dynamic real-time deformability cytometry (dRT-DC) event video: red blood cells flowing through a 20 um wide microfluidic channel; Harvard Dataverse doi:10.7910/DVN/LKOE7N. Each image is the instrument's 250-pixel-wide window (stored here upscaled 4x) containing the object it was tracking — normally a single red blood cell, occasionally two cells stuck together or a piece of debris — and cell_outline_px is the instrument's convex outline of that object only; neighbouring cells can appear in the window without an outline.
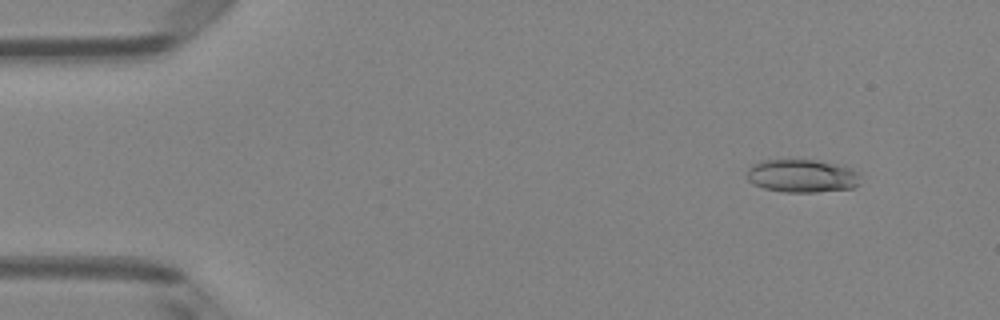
{"species": "Egyptian fruit bat (a non-hibernating species)", "species_latin": "Rousettus aegyptiacus", "temperature_condition": "room temperature", "stored_images_in_passage": 50, "camera_frame_rate_fps": 3000, "um_per_image_px": 0.085, "animal": {"sex": "female"}, "frame": {"image": 1, "passage_image": 5, "time_ms": 1.333, "image_size_px": [1000, 320], "cell_outline_px": [[860, 184], [852, 188], [816, 192], [784, 192], [764, 188], [752, 184], [748, 180], [748, 168], [752, 164], [760, 160], [816, 160], [844, 164], [860, 172]], "centroid_in_image_um": [68.22, 14.94], "position_along_channel_um": 16.8, "area_um2": 22.31}}
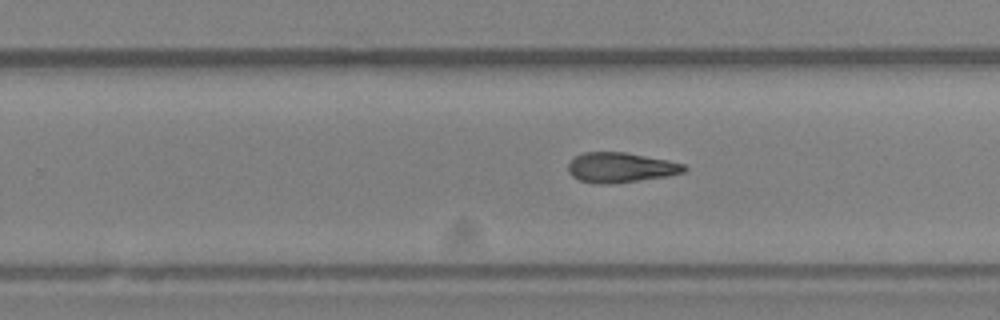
{"frame": {"image": 2, "passage_image": 32, "time_ms": 10.333, "image_size_px": [1000, 320], "cell_outline_px": [[688, 168], [684, 172], [668, 176], [616, 184], [596, 184], [580, 180], [572, 176], [568, 172], [568, 164], [576, 156], [584, 152], [624, 152], [668, 160], [684, 164]], "centroid_in_image_um": [52.76, 14.25], "position_along_channel_um": 277.0, "area_um2": 20.4}}
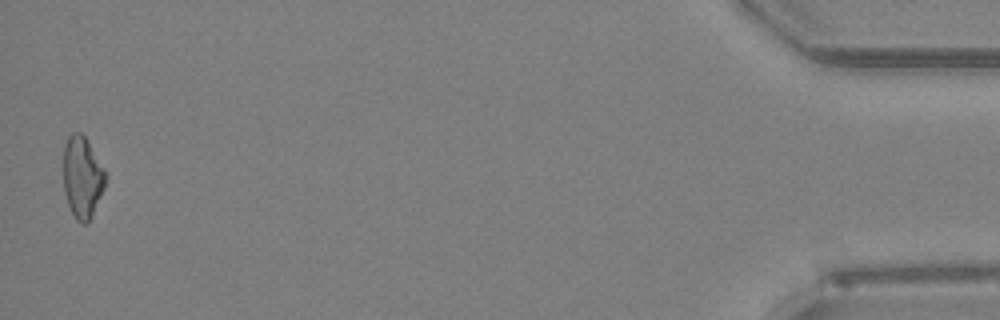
{"frame": {"image": 3, "passage_image": 50, "time_ms": 16.333, "image_size_px": [1000, 320], "cell_outline_px": [[108, 176], [104, 188], [92, 216], [88, 224], [80, 224], [76, 220], [68, 204], [64, 192], [64, 144], [68, 136], [72, 132], [80, 132], [84, 136], [104, 168]], "centroid_in_image_um": [7.0, 15.08], "position_along_channel_um": 428.2, "area_um2": 20.11}}